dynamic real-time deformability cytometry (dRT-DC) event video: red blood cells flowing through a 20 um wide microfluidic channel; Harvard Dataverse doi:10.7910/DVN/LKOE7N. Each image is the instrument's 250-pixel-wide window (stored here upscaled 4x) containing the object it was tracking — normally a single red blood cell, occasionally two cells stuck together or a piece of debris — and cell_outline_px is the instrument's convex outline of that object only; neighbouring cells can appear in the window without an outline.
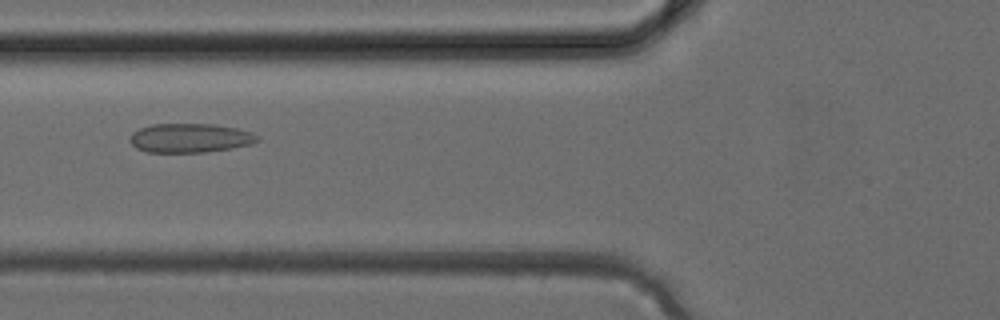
{"species": "common noctule bat (a hibernating species)", "species_latin": "Nyctalus noctula", "temperature_condition": "cold", "stored_images_in_passage": 19, "camera_frame_rate_fps": 3000, "um_per_image_px": 0.085, "animal": {"sex": "female", "body_mass_g": 24.6, "forearm_length_mm": 56.2}, "frame": {"image": 1, "passage_image": 14, "time_ms": 4.333, "image_size_px": [1000, 320], "cell_outline_px": [[260, 140], [252, 144], [232, 148], [204, 152], [144, 152], [136, 148], [128, 140], [132, 132], [140, 128], [152, 124], [212, 124], [236, 128], [252, 132]], "centroid_in_image_um": [16.12, 11.73], "position_along_channel_um": 109.7, "area_um2": 21.68}}